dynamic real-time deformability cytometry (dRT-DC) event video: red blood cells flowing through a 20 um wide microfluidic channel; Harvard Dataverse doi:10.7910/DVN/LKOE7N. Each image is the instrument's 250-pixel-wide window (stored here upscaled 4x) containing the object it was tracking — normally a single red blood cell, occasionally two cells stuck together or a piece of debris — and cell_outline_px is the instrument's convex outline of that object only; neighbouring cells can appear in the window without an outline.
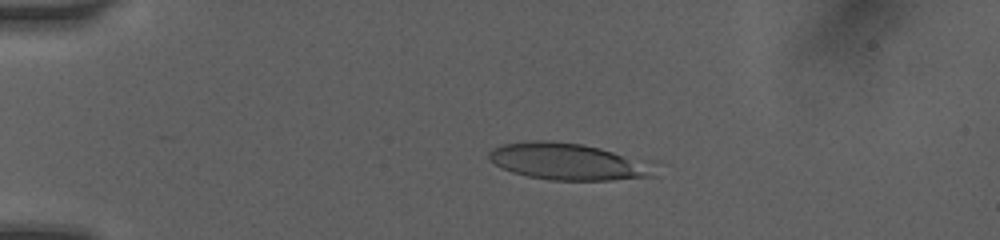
{"species": "human", "species_latin": "Homo sapiens", "temperature_condition": "room temperature", "stored_images_in_passage": 50, "camera_frame_rate_fps": 3000, "um_per_image_px": 0.085, "donor": {"sex": "female"}, "frame": {"image": 1, "passage_image": 12, "time_ms": 3.667, "image_size_px": [1000, 240], "cell_outline_px": [[668, 164], [656, 176], [608, 180], [552, 180], [528, 176], [512, 172], [488, 160], [488, 152], [492, 148], [504, 144], [532, 140], [552, 140], [584, 144], [660, 160]], "centroid_in_image_um": [48.61, 13.72], "position_along_channel_um": 36.4, "area_um2": 37.45}}
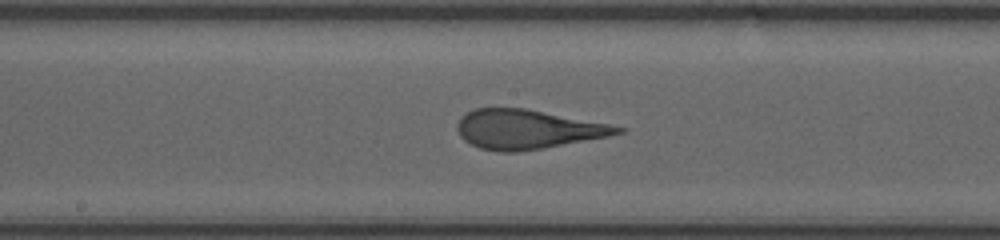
{"frame": {"image": 2, "passage_image": 27, "time_ms": 9.0, "image_size_px": [1000, 240], "cell_outline_px": [[628, 128], [624, 132], [608, 136], [540, 148], [516, 152], [500, 152], [480, 148], [464, 140], [460, 136], [456, 128], [456, 124], [460, 116], [476, 108], [524, 108], [608, 124]], "centroid_in_image_um": [44.78, 10.98], "position_along_channel_um": 203.4, "area_um2": 36.24}}
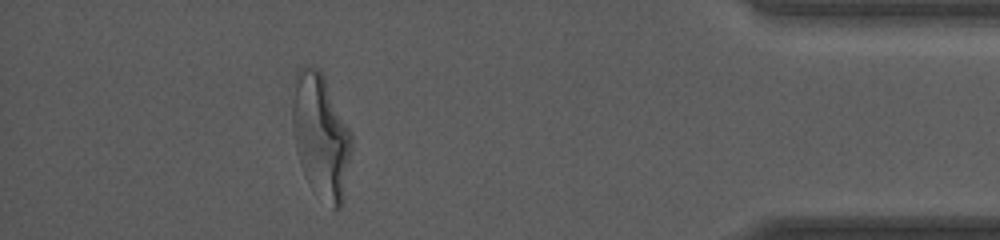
{"frame": {"image": 3, "passage_image": 45, "time_ms": 15.0, "image_size_px": [1000, 240], "cell_outline_px": [[352, 148], [344, 200], [340, 208], [332, 208], [316, 196], [300, 164], [296, 148], [292, 124], [292, 104], [296, 72], [300, 68], [320, 68], [352, 132]], "centroid_in_image_um": [27.3, 11.6], "position_along_channel_um": 407.9, "area_um2": 43.06}, "authors_computed_cell_mechanics": {"area_um2": 36.8475, "velocity_mm_per_s": 4.1252, "shape_relaxation_time_tau1_ms": 5.2837, "shape_relaxation_time_tau2_ms": 0.8601, "deformation_change_tau1": 0.2513, "deformation_change_tau2": 0.11}}